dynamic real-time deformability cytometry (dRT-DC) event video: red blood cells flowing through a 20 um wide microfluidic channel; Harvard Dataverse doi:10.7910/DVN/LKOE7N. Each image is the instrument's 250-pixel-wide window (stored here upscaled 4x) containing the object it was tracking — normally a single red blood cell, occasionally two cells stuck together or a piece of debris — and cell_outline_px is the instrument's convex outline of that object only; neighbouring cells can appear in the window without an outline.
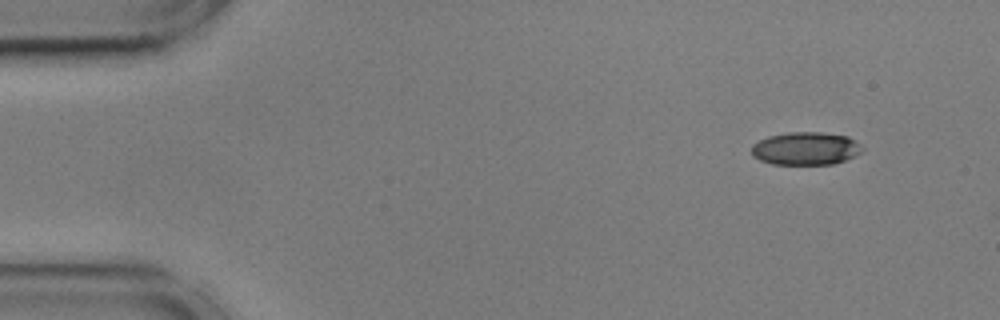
{"species": "common noctule bat (a hibernating species)", "species_latin": "Nyctalus noctula", "temperature_condition": "cold", "stored_images_in_passage": 2, "camera_frame_rate_fps": 3000, "um_per_image_px": 0.085, "animal": {"sex": "male", "body_mass_g": 17.9, "forearm_length_mm": 54.2}, "frame": {"image": 1, "passage_image": 1, "time_ms": 0.0, "image_size_px": [1000, 320], "cell_outline_px": [[864, 148], [860, 152], [844, 160], [832, 164], [772, 164], [760, 160], [752, 156], [752, 144], [768, 136], [788, 132], [820, 132], [848, 136], [860, 144]], "centroid_in_image_um": [68.46, 12.61], "position_along_channel_um": 16.5, "area_um2": 21.15}}